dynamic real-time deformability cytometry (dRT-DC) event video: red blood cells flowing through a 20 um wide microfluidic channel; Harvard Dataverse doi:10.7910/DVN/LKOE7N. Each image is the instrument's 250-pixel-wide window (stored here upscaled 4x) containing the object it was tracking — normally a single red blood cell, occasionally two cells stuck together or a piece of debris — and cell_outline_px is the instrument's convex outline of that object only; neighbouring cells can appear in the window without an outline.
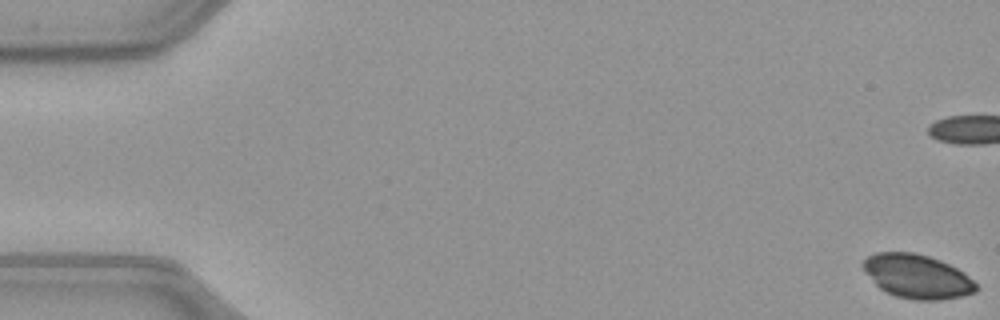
{"species": "common noctule bat (a hibernating species)", "species_latin": "Nyctalus noctula", "temperature_condition": "warm", "stored_images_in_passage": 33, "camera_frame_rate_fps": 3000, "um_per_image_px": 0.085, "animal": {"sex": "female", "body_mass_g": 21.9}, "frame": {"image": 1, "passage_image": 1, "time_ms": 0.0, "image_size_px": [1000, 320], "cell_outline_px": [[980, 288], [976, 292], [964, 296], [940, 300], [916, 300], [896, 296], [884, 292], [876, 284], [860, 264], [868, 256], [876, 252], [912, 252], [928, 256], [940, 260], [964, 272]], "centroid_in_image_um": [77.98, 23.5], "position_along_channel_um": 7.0, "area_um2": 28.96}}